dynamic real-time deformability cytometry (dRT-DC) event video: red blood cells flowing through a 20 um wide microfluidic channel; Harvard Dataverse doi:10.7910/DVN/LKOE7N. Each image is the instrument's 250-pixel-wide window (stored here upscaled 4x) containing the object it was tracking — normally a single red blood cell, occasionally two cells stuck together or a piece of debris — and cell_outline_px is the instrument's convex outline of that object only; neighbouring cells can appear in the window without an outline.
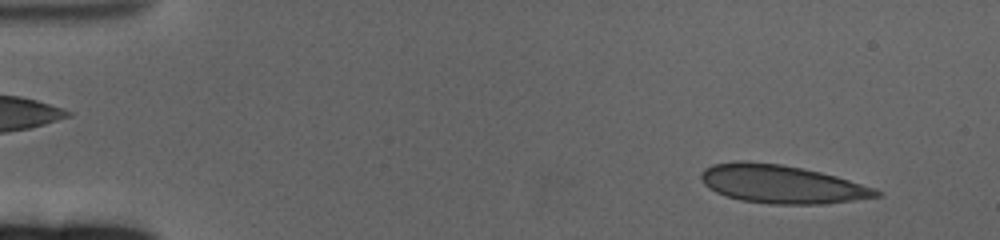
{"species": "human", "species_latin": "Homo sapiens", "temperature_condition": "cold", "stored_images_in_passage": 60, "camera_frame_rate_fps": 3000, "um_per_image_px": 0.085, "donor": {"sex": "female"}, "frame": {"image": 1, "passage_image": 4, "time_ms": 1.0, "image_size_px": [1000, 240], "cell_outline_px": [[880, 196], [824, 204], [772, 204], [740, 200], [716, 192], [708, 188], [704, 184], [700, 176], [700, 172], [704, 168], [712, 164], [780, 164], [820, 172], [836, 176], [876, 188], [880, 192]], "centroid_in_image_um": [66.48, 15.69], "position_along_channel_um": 18.5, "area_um2": 37.97}}
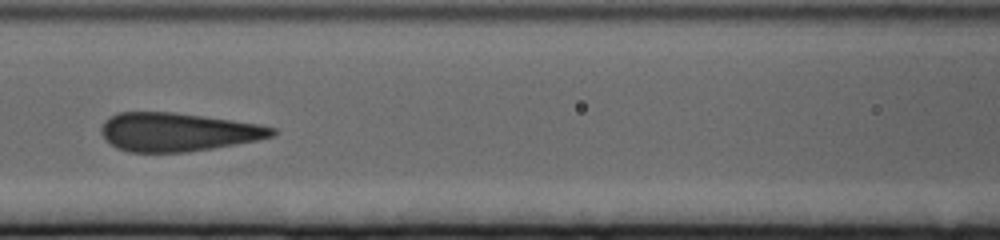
{"frame": {"image": 2, "passage_image": 26, "time_ms": 8.333, "image_size_px": [1000, 240], "cell_outline_px": [[280, 132], [272, 136], [256, 140], [212, 148], [188, 152], [128, 152], [116, 148], [100, 132], [100, 128], [104, 120], [116, 112], [172, 112], [204, 116], [232, 120], [256, 124], [276, 128]], "centroid_in_image_um": [15.08, 11.21], "position_along_channel_um": 151.5, "area_um2": 38.26}}
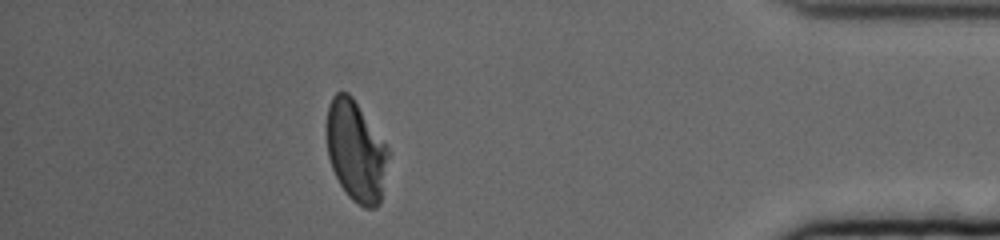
{"frame": {"image": 3, "passage_image": 53, "time_ms": 17.333, "image_size_px": [1000, 240], "cell_outline_px": [[388, 156], [380, 204], [376, 208], [364, 208], [356, 204], [348, 196], [340, 184], [332, 168], [328, 156], [328, 108], [332, 96], [336, 92], [348, 92], [352, 96], [388, 148]], "centroid_in_image_um": [30.26, 12.88], "position_along_channel_um": 404.9, "area_um2": 35.6}, "authors_computed_cell_mechanics": {"area_um2": 38.5526, "velocity_mm_per_s": 3.269, "shape_relaxation_time_tau1_ms": 5.9321, "shape_relaxation_time_tau2_ms": null, "deformation_change_tau1": 0.1659, "deformation_change_tau2": null}}